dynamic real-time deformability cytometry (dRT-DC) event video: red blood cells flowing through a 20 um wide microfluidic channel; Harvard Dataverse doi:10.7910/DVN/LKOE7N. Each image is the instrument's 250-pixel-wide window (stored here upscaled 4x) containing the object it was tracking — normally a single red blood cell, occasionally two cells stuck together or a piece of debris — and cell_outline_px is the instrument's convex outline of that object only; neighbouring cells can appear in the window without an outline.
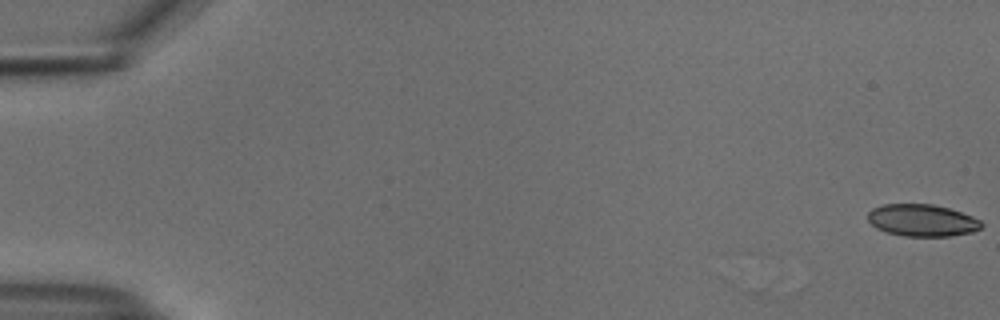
{"species": "common noctule bat (a hibernating species)", "species_latin": "Nyctalus noctula", "temperature_condition": "cold", "stored_images_in_passage": 55, "camera_frame_rate_fps": 3000, "um_per_image_px": 0.085, "animal": {"sex": "male", "body_mass_g": 18.8}, "frame": {"image": 1, "passage_image": 1, "time_ms": 0.0, "image_size_px": [1000, 320], "cell_outline_px": [[984, 224], [980, 228], [972, 232], [952, 236], [904, 236], [884, 232], [876, 228], [868, 220], [868, 212], [872, 208], [880, 204], [932, 204], [948, 208], [972, 216], [980, 220]], "centroid_in_image_um": [78.36, 18.73], "position_along_channel_um": 6.6, "area_um2": 21.33}}
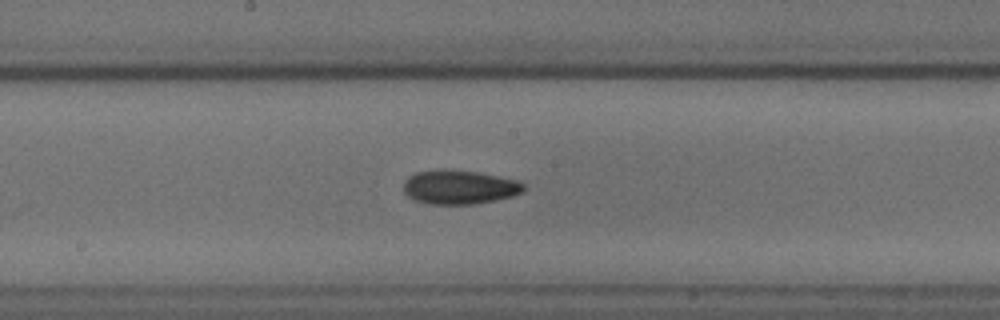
{"frame": {"image": 2, "passage_image": 30, "time_ms": 9.667, "image_size_px": [1000, 320], "cell_outline_px": [[524, 192], [512, 196], [472, 204], [428, 204], [416, 200], [408, 196], [404, 192], [404, 180], [408, 176], [416, 172], [440, 168], [444, 168], [480, 172], [520, 180], [524, 184]], "centroid_in_image_um": [39.04, 15.88], "position_along_channel_um": 209.2, "area_um2": 24.16}}
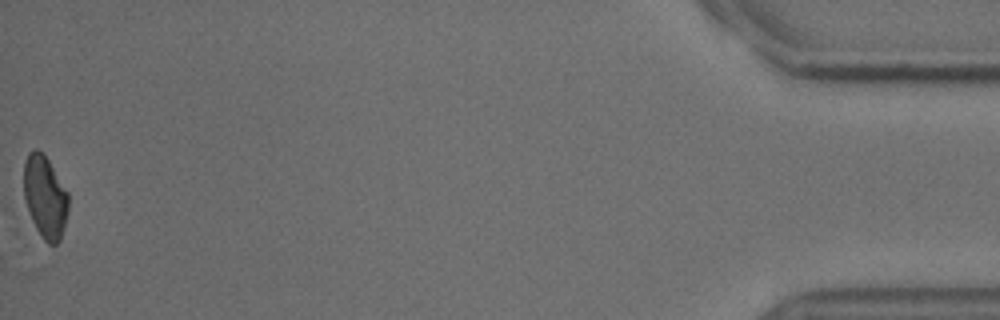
{"frame": {"image": 3, "passage_image": 55, "time_ms": 18.0, "image_size_px": [1000, 320], "cell_outline_px": [[68, 212], [60, 240], [56, 244], [48, 244], [32, 228], [24, 196], [24, 160], [28, 152], [36, 148], [48, 160], [68, 192]], "centroid_in_image_um": [3.81, 16.79], "position_along_channel_um": 431.4, "area_um2": 21.73}, "authors_computed_cell_mechanics": {"area_um2": 22.1374, "velocity_mm_per_s": 3.7567, "shape_relaxation_time_tau1_ms": 7.1417, "shape_relaxation_time_tau2_ms": null, "deformation_change_tau1": 0.1464, "deformation_change_tau2": null}}